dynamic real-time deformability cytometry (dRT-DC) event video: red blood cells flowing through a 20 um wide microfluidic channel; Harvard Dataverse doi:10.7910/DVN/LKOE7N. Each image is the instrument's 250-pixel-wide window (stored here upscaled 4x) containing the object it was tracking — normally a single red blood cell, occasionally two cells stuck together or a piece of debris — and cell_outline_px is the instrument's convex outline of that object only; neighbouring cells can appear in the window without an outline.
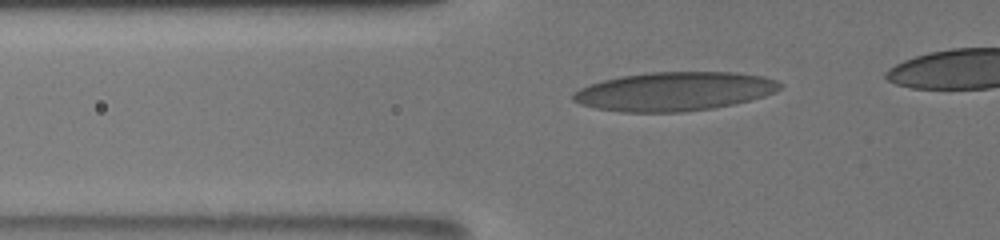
{"species": "human", "species_latin": "Homo sapiens", "temperature_condition": "room temperature", "stored_images_in_passage": 19, "camera_frame_rate_fps": 3000, "um_per_image_px": 0.085, "donor": {"sex": "male"}, "frame": {"image": 1, "passage_image": 13, "time_ms": 5.667, "image_size_px": [1000, 240], "cell_outline_px": [[784, 84], [776, 92], [764, 96], [732, 104], [712, 108], [684, 112], [620, 112], [596, 108], [580, 104], [572, 100], [572, 92], [588, 84], [620, 76], [648, 72], [736, 72], [764, 76], [776, 80]], "centroid_in_image_um": [57.3, 7.76], "position_along_channel_um": 68.5, "area_um2": 47.05}}
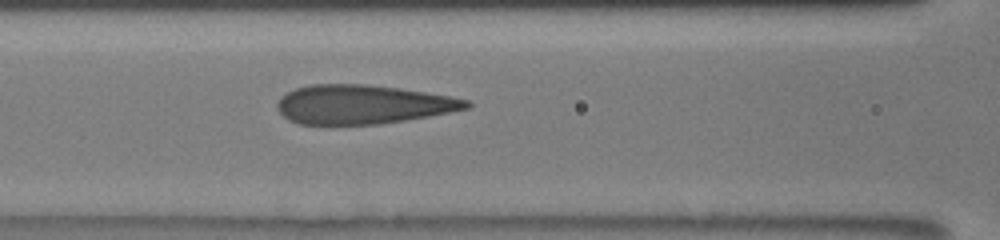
{"frame": {"image": 2, "passage_image": 17, "time_ms": 7.667, "image_size_px": [1000, 240], "cell_outline_px": [[472, 104], [468, 108], [428, 116], [380, 124], [300, 124], [288, 120], [276, 108], [276, 104], [280, 96], [296, 88], [312, 84], [364, 84], [400, 88], [448, 96], [468, 100]], "centroid_in_image_um": [30.78, 8.87], "position_along_channel_um": 135.8, "area_um2": 42.77}}